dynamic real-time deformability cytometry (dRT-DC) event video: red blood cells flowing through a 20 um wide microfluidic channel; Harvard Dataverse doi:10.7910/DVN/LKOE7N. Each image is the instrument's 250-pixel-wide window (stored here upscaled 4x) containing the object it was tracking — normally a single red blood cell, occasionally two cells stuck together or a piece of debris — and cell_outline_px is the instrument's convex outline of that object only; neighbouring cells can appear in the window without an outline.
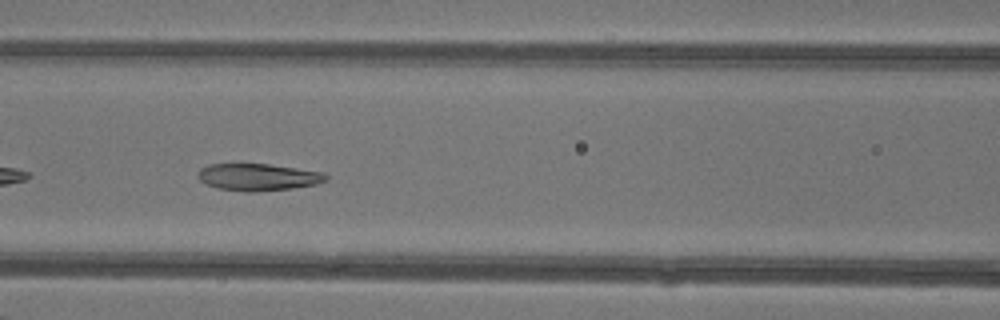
{"species": "common noctule bat (a hibernating species)", "species_latin": "Nyctalus noctula", "temperature_condition": "warm", "stored_images_in_passage": 41, "camera_frame_rate_fps": 3000, "um_per_image_px": 0.085, "animal": {"sex": "female"}, "frame": {"image": 1, "passage_image": 21, "time_ms": 6.667, "image_size_px": [1000, 320], "cell_outline_px": [[328, 180], [316, 184], [292, 188], [256, 192], [248, 192], [216, 188], [204, 184], [196, 176], [200, 168], [208, 164], [268, 164], [324, 172], [328, 176]], "centroid_in_image_um": [21.91, 15.05], "position_along_channel_um": 144.7, "area_um2": 20.35}}
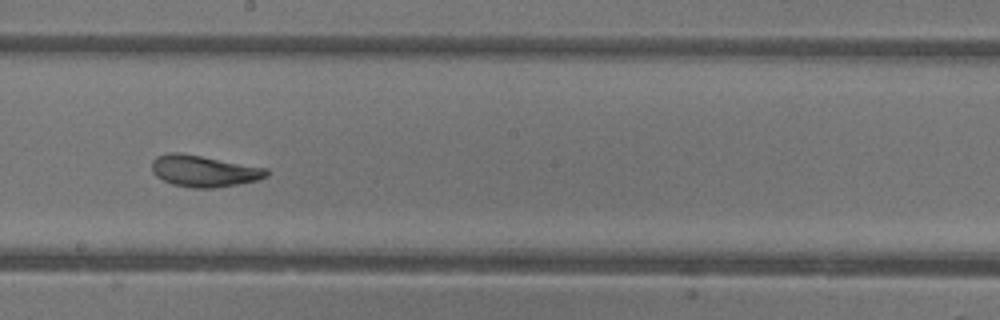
{"frame": {"image": 2, "passage_image": 27, "time_ms": 8.667, "image_size_px": [1000, 320], "cell_outline_px": [[268, 176], [260, 180], [212, 188], [192, 188], [172, 184], [156, 176], [152, 172], [152, 160], [156, 156], [168, 152], [180, 152], [268, 168]], "centroid_in_image_um": [17.33, 14.53], "position_along_channel_um": 230.9, "area_um2": 21.15}}
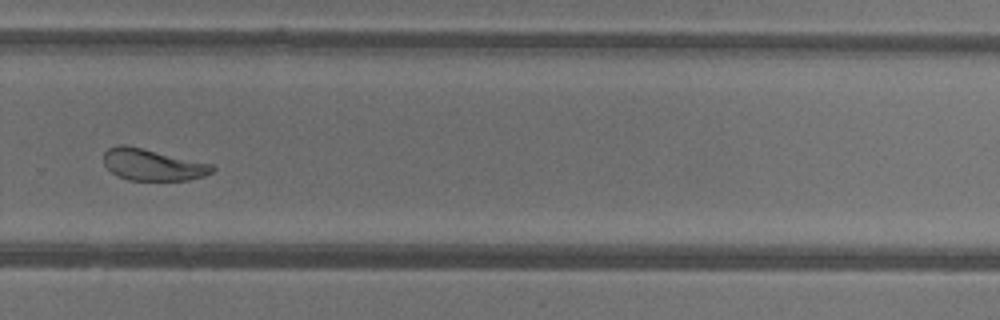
{"frame": {"image": 3, "passage_image": 33, "time_ms": 10.667, "image_size_px": [1000, 320], "cell_outline_px": [[216, 168], [212, 172], [204, 176], [188, 180], [128, 180], [112, 172], [104, 164], [104, 152], [108, 148], [120, 144], [124, 144], [212, 164]], "centroid_in_image_um": [12.97, 14.0], "position_along_channel_um": 316.8, "area_um2": 19.77}, "authors_computed_cell_mechanics": {"area_um2": 22.1952, "velocity_mm_per_s": 4.3231, "shape_relaxation_time_tau1_ms": 3.5587, "shape_relaxation_time_tau2_ms": 1.4087, "deformation_change_tau1": 0.1576, "deformation_change_tau2": 0.0734}}